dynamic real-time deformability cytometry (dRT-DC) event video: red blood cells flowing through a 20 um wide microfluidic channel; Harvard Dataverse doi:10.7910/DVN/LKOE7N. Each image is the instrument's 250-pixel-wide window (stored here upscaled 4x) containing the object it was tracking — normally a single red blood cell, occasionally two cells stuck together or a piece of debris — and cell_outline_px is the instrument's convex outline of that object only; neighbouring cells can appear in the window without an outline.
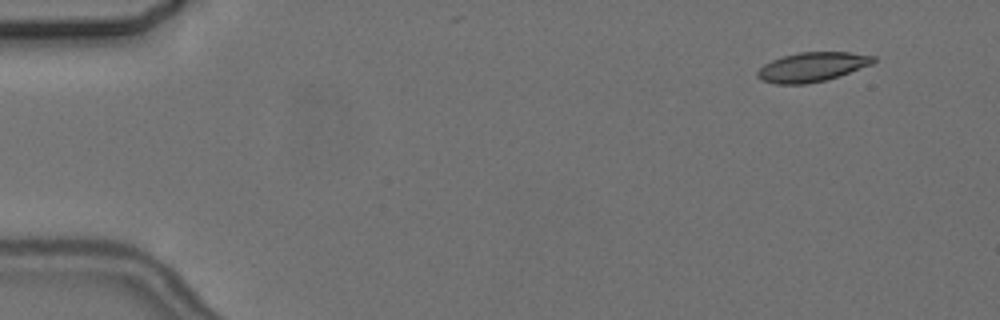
{"species": "common noctule bat (a hibernating species)", "species_latin": "Nyctalus noctula", "temperature_condition": "cold", "stored_images_in_passage": 5, "camera_frame_rate_fps": 3000, "um_per_image_px": 0.085, "animal": {"sex": "female", "body_mass_g": 24.6, "forearm_length_mm": 56.2}, "frame": {"image": 1, "passage_image": 2, "time_ms": 1.0, "image_size_px": [1000, 320], "cell_outline_px": [[876, 60], [872, 64], [840, 76], [828, 80], [808, 84], [776, 84], [760, 80], [756, 76], [756, 72], [764, 64], [772, 60], [784, 56], [800, 52], [848, 52], [876, 56]], "centroid_in_image_um": [69.03, 5.7], "position_along_channel_um": 16.0, "area_um2": 20.0}}
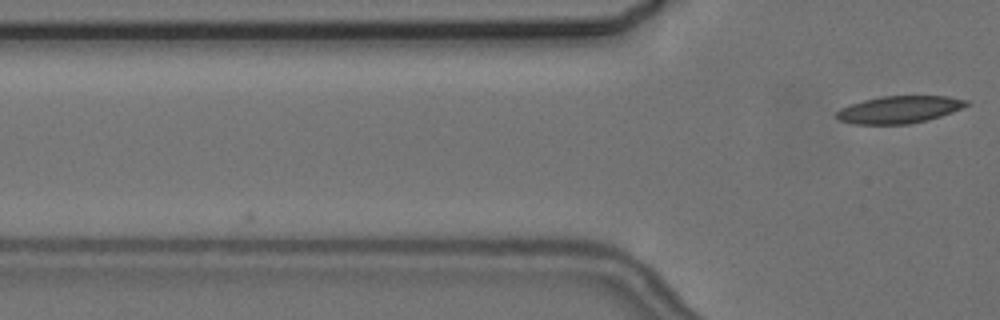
{"frame": {"image": 2, "passage_image": 5, "time_ms": 4.667, "image_size_px": [1000, 320], "cell_outline_px": [[972, 104], [952, 112], [940, 116], [908, 124], [852, 124], [840, 120], [836, 116], [836, 112], [840, 108], [864, 100], [880, 96], [948, 96], [968, 100]], "centroid_in_image_um": [76.46, 9.3], "position_along_channel_um": 49.3, "area_um2": 20.58}}